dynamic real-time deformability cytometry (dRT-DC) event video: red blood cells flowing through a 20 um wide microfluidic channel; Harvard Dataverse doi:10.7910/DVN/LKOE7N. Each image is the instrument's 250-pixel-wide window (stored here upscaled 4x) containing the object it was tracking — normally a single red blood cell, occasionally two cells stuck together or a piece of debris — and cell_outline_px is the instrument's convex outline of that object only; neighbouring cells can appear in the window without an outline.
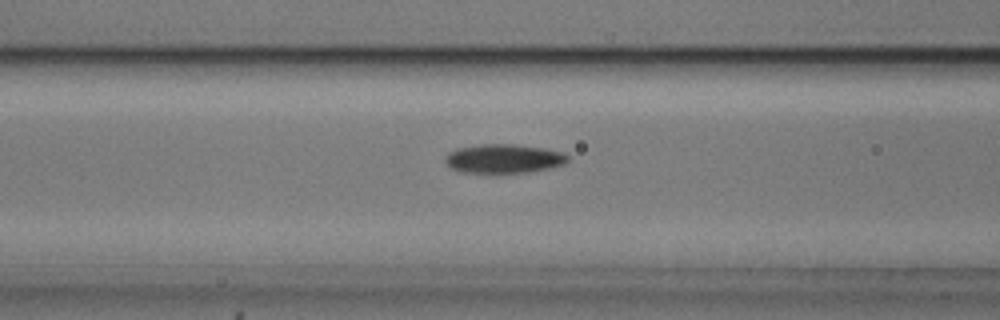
{"species": "common noctule bat (a hibernating species)", "species_latin": "Nyctalus noctula", "temperature_condition": "cold", "stored_images_in_passage": 33, "camera_frame_rate_fps": 3000, "um_per_image_px": 0.085, "animal": {"sex": "male", "body_mass_g": 20.5, "forearm_length_mm": 52.5}, "frame": {"image": 1, "passage_image": 6, "time_ms": 1.667, "image_size_px": [1000, 320], "cell_outline_px": [[568, 160], [564, 164], [548, 168], [528, 172], [456, 172], [444, 160], [448, 152], [456, 148], [480, 144], [512, 144], [544, 148], [564, 152], [568, 156]], "centroid_in_image_um": [42.8, 13.47], "position_along_channel_um": 123.8, "area_um2": 20.63}}
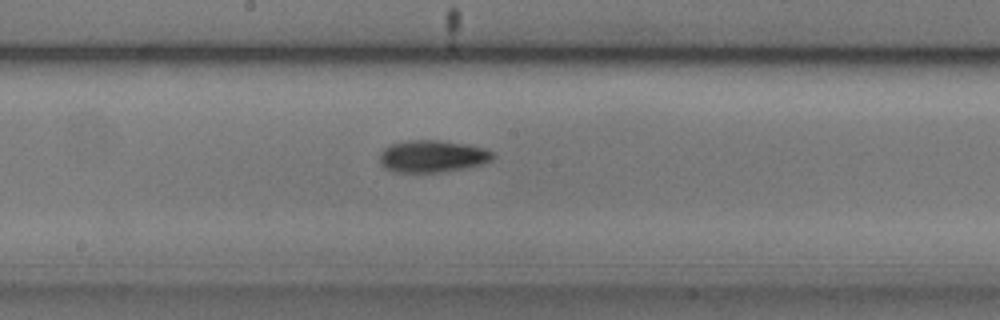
{"frame": {"image": 2, "passage_image": 13, "time_ms": 4.0, "image_size_px": [1000, 320], "cell_outline_px": [[496, 156], [492, 160], [480, 164], [440, 172], [396, 172], [384, 168], [380, 164], [380, 152], [388, 144], [408, 140], [440, 140], [464, 144], [484, 148], [496, 152]], "centroid_in_image_um": [36.73, 13.27], "position_along_channel_um": 211.5, "area_um2": 21.21}}
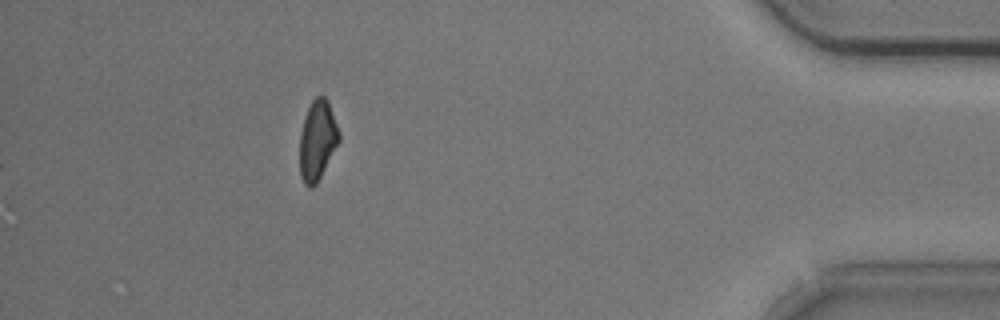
{"frame": {"image": 3, "passage_image": 33, "time_ms": 10.667, "image_size_px": [1000, 320], "cell_outline_px": [[340, 140], [316, 184], [312, 188], [308, 188], [304, 184], [300, 176], [300, 132], [308, 108], [312, 100], [316, 96], [324, 96], [328, 100], [340, 132]], "centroid_in_image_um": [26.98, 11.93], "position_along_channel_um": 408.2, "area_um2": 18.26}, "authors_computed_cell_mechanics": {"area_um2": 20.519, "velocity_mm_per_s": 3.7418, "shape_relaxation_time_tau1_ms": 3.7729, "shape_relaxation_time_tau2_ms": null, "deformation_change_tau1": 0.1228, "deformation_change_tau2": null}}